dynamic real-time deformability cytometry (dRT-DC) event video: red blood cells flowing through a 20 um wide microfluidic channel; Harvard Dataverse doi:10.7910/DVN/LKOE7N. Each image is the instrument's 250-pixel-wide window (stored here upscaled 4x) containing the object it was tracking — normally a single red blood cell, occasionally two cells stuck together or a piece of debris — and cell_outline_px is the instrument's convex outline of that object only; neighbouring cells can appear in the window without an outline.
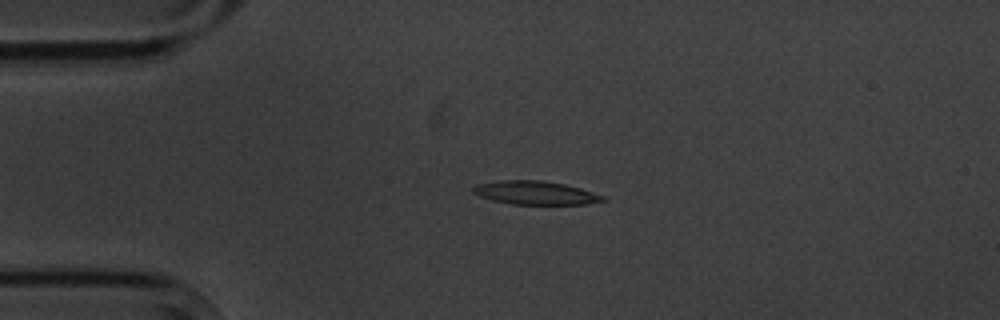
{"species": "common noctule bat (a hibernating species)", "species_latin": "Nyctalus noctula", "temperature_condition": "cold", "stored_images_in_passage": 3, "camera_frame_rate_fps": 3000, "um_per_image_px": 0.085, "animal": {"sex": "male", "body_mass_g": 20.1, "forearm_length_mm": 53.5}, "frame": {"image": 1, "passage_image": 2, "time_ms": 1.0, "image_size_px": [1000, 320], "cell_outline_px": [[608, 200], [588, 204], [512, 204], [492, 200], [480, 196], [472, 192], [472, 188], [476, 184], [504, 180], [544, 180], [564, 184], [580, 188], [604, 196]], "centroid_in_image_um": [45.52, 16.39], "position_along_channel_um": 39.5, "area_um2": 17.74}}